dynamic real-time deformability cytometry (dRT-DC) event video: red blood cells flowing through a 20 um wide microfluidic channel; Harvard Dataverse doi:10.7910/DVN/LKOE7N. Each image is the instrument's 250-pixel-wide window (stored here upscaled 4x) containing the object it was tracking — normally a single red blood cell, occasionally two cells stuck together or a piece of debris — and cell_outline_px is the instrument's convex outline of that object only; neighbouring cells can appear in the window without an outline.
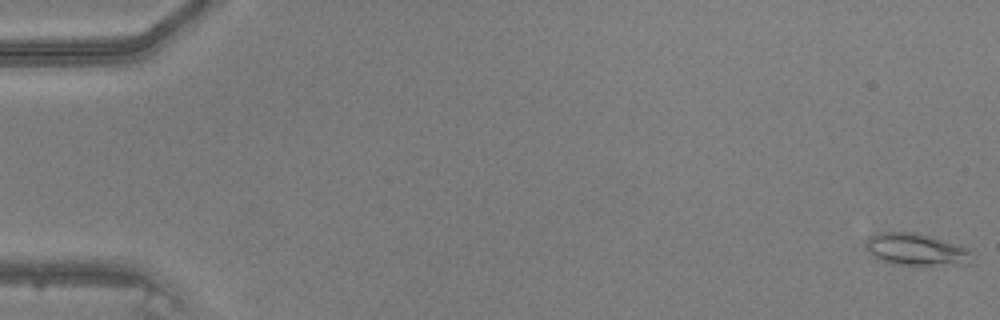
{"species": "common noctule bat (a hibernating species)", "species_latin": "Nyctalus noctula", "temperature_condition": "warm", "stored_images_in_passage": 47, "camera_frame_rate_fps": 3000, "um_per_image_px": 0.085, "animal": {"sex": "male", "body_mass_g": 20.5, "forearm_length_mm": 52.5}, "frame": {"image": 1, "passage_image": 1, "time_ms": 0.0, "image_size_px": [1000, 320], "cell_outline_px": [[968, 252], [952, 260], [932, 264], [892, 264], [876, 256], [864, 244], [864, 240], [868, 236], [876, 232], [916, 232], [968, 248]], "centroid_in_image_um": [77.54, 21.1], "position_along_channel_um": 7.5, "area_um2": 17.86}}
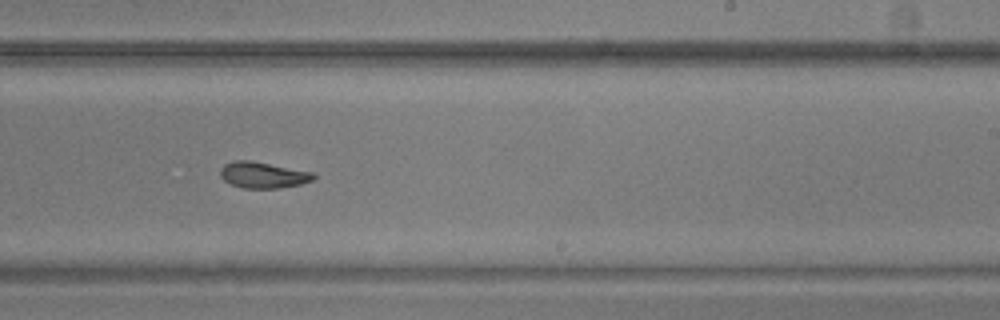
{"frame": {"image": 2, "passage_image": 30, "time_ms": 9.667, "image_size_px": [1000, 320], "cell_outline_px": [[316, 176], [312, 180], [300, 184], [276, 188], [244, 188], [232, 184], [224, 180], [220, 176], [220, 168], [224, 164], [236, 160], [252, 160], [312, 172]], "centroid_in_image_um": [22.33, 14.86], "position_along_channel_um": 266.7, "area_um2": 14.1}}
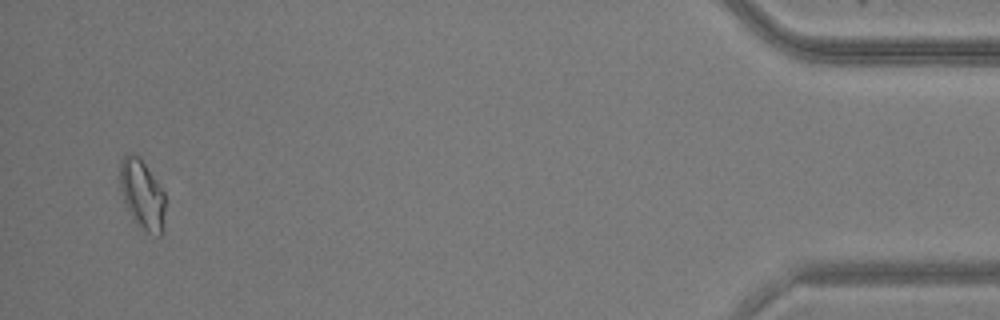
{"frame": {"image": 3, "passage_image": 46, "time_ms": 15.0, "image_size_px": [1000, 320], "cell_outline_px": [[164, 208], [160, 236], [148, 232], [136, 220], [128, 208], [124, 200], [120, 184], [120, 160], [128, 152], [140, 156], [164, 192]], "centroid_in_image_um": [12.07, 16.42], "position_along_channel_um": 423.1, "area_um2": 17.57}}